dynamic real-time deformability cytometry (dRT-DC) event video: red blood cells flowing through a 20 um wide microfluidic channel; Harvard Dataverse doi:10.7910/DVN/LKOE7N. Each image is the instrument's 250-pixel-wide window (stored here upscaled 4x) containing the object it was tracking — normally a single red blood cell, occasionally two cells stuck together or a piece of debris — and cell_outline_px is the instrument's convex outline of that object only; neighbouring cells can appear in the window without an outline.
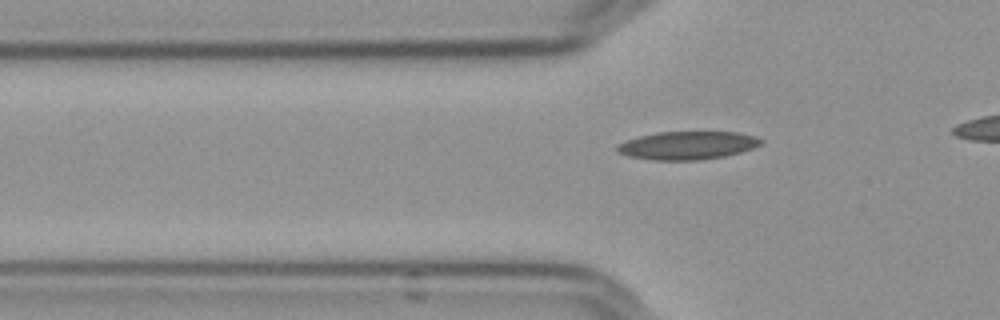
{"species": "Egyptian fruit bat (a non-hibernating species)", "species_latin": "Rousettus aegyptiacus", "temperature_condition": "cold", "stored_images_in_passage": 39, "camera_frame_rate_fps": 3000, "um_per_image_px": 0.085, "frame": {"image": 1, "passage_image": 9, "time_ms": 2.667, "image_size_px": [1000, 320], "cell_outline_px": [[764, 140], [760, 144], [752, 148], [740, 152], [724, 156], [696, 160], [652, 160], [628, 156], [616, 152], [616, 144], [624, 140], [656, 132], [736, 132], [756, 136]], "centroid_in_image_um": [58.38, 12.35], "position_along_channel_um": 67.4, "area_um2": 23.64}}
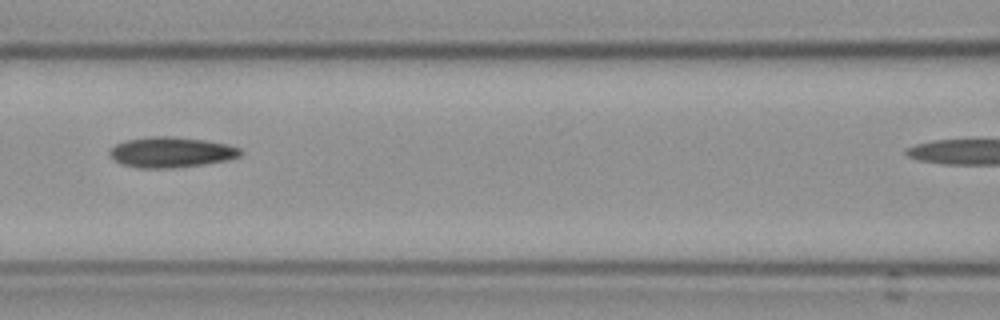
{"frame": {"image": 2, "passage_image": 16, "time_ms": 5.0, "image_size_px": [1000, 320], "cell_outline_px": [[244, 152], [240, 156], [224, 160], [200, 164], [168, 168], [140, 168], [120, 164], [112, 160], [108, 156], [108, 148], [124, 140], [156, 136], [172, 136], [204, 140], [224, 144], [240, 148]], "centroid_in_image_um": [14.44, 12.93], "position_along_channel_um": 152.2, "area_um2": 23.18}}
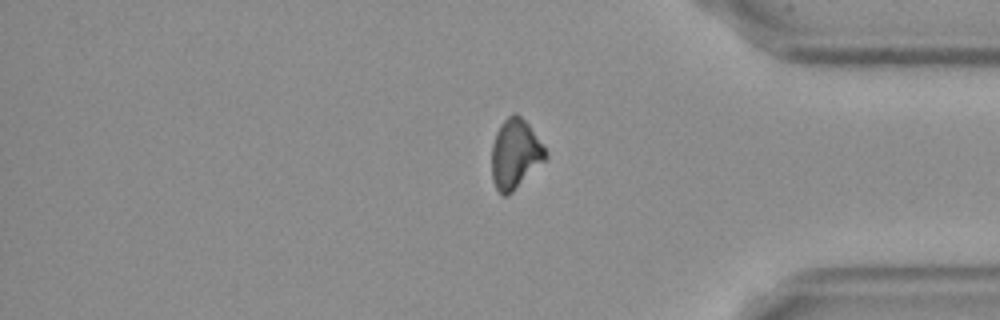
{"frame": {"image": 3, "passage_image": 37, "time_ms": 12.0, "image_size_px": [1000, 320], "cell_outline_px": [[548, 156], [508, 196], [504, 196], [496, 188], [492, 180], [492, 144], [496, 132], [500, 124], [512, 112], [516, 112], [528, 124], [548, 152]], "centroid_in_image_um": [43.77, 13.07], "position_along_channel_um": 391.4, "area_um2": 21.62}}